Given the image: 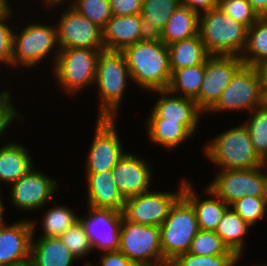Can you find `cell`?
Returning <instances> with one entry per match:
<instances>
[{
    "label": "cell",
    "instance_id": "1",
    "mask_svg": "<svg viewBox=\"0 0 267 266\" xmlns=\"http://www.w3.org/2000/svg\"><path fill=\"white\" fill-rule=\"evenodd\" d=\"M122 52L132 83L149 92L168 88L171 79L168 45L157 36H148Z\"/></svg>",
    "mask_w": 267,
    "mask_h": 266
},
{
    "label": "cell",
    "instance_id": "2",
    "mask_svg": "<svg viewBox=\"0 0 267 266\" xmlns=\"http://www.w3.org/2000/svg\"><path fill=\"white\" fill-rule=\"evenodd\" d=\"M128 80H131V75L123 52L106 49L100 51L94 81L100 101L97 117L116 118Z\"/></svg>",
    "mask_w": 267,
    "mask_h": 266
},
{
    "label": "cell",
    "instance_id": "3",
    "mask_svg": "<svg viewBox=\"0 0 267 266\" xmlns=\"http://www.w3.org/2000/svg\"><path fill=\"white\" fill-rule=\"evenodd\" d=\"M247 29L219 7L199 15V34L209 55L241 56Z\"/></svg>",
    "mask_w": 267,
    "mask_h": 266
},
{
    "label": "cell",
    "instance_id": "4",
    "mask_svg": "<svg viewBox=\"0 0 267 266\" xmlns=\"http://www.w3.org/2000/svg\"><path fill=\"white\" fill-rule=\"evenodd\" d=\"M205 145L204 154L223 169H252L263 165L244 124L223 131Z\"/></svg>",
    "mask_w": 267,
    "mask_h": 266
},
{
    "label": "cell",
    "instance_id": "5",
    "mask_svg": "<svg viewBox=\"0 0 267 266\" xmlns=\"http://www.w3.org/2000/svg\"><path fill=\"white\" fill-rule=\"evenodd\" d=\"M198 231L195 209L182 195L171 207L169 215L160 226L164 259L173 261L179 255L188 253Z\"/></svg>",
    "mask_w": 267,
    "mask_h": 266
},
{
    "label": "cell",
    "instance_id": "6",
    "mask_svg": "<svg viewBox=\"0 0 267 266\" xmlns=\"http://www.w3.org/2000/svg\"><path fill=\"white\" fill-rule=\"evenodd\" d=\"M104 49L62 48L52 67L57 84L69 95L94 85L97 59Z\"/></svg>",
    "mask_w": 267,
    "mask_h": 266
},
{
    "label": "cell",
    "instance_id": "7",
    "mask_svg": "<svg viewBox=\"0 0 267 266\" xmlns=\"http://www.w3.org/2000/svg\"><path fill=\"white\" fill-rule=\"evenodd\" d=\"M13 31V59L12 66H22L30 68L42 60L49 57L50 54L54 53V65L56 63L60 47L57 39L56 25H43L40 23H31L22 29L17 34ZM58 45V46H56ZM57 49V50H54ZM55 52H54V51ZM53 51V53H51ZM44 58V59H43Z\"/></svg>",
    "mask_w": 267,
    "mask_h": 266
},
{
    "label": "cell",
    "instance_id": "8",
    "mask_svg": "<svg viewBox=\"0 0 267 266\" xmlns=\"http://www.w3.org/2000/svg\"><path fill=\"white\" fill-rule=\"evenodd\" d=\"M261 77L257 67L243 64L217 102L207 112H251L262 106Z\"/></svg>",
    "mask_w": 267,
    "mask_h": 266
},
{
    "label": "cell",
    "instance_id": "9",
    "mask_svg": "<svg viewBox=\"0 0 267 266\" xmlns=\"http://www.w3.org/2000/svg\"><path fill=\"white\" fill-rule=\"evenodd\" d=\"M263 169H267V161L252 169H223L206 187L229 206L244 196H267V177Z\"/></svg>",
    "mask_w": 267,
    "mask_h": 266
},
{
    "label": "cell",
    "instance_id": "10",
    "mask_svg": "<svg viewBox=\"0 0 267 266\" xmlns=\"http://www.w3.org/2000/svg\"><path fill=\"white\" fill-rule=\"evenodd\" d=\"M119 251L139 264L164 260L160 227L134 223L123 217Z\"/></svg>",
    "mask_w": 267,
    "mask_h": 266
},
{
    "label": "cell",
    "instance_id": "11",
    "mask_svg": "<svg viewBox=\"0 0 267 266\" xmlns=\"http://www.w3.org/2000/svg\"><path fill=\"white\" fill-rule=\"evenodd\" d=\"M185 182L186 179H183L176 192L147 191L126 199L123 217L134 223L160 227L171 207L183 195Z\"/></svg>",
    "mask_w": 267,
    "mask_h": 266
},
{
    "label": "cell",
    "instance_id": "12",
    "mask_svg": "<svg viewBox=\"0 0 267 266\" xmlns=\"http://www.w3.org/2000/svg\"><path fill=\"white\" fill-rule=\"evenodd\" d=\"M116 118L98 117L94 138L85 161L86 173L112 170L125 154L117 133Z\"/></svg>",
    "mask_w": 267,
    "mask_h": 266
},
{
    "label": "cell",
    "instance_id": "13",
    "mask_svg": "<svg viewBox=\"0 0 267 266\" xmlns=\"http://www.w3.org/2000/svg\"><path fill=\"white\" fill-rule=\"evenodd\" d=\"M240 56L210 55L204 62V77L194 99L205 114L217 102L235 72L243 65Z\"/></svg>",
    "mask_w": 267,
    "mask_h": 266
},
{
    "label": "cell",
    "instance_id": "14",
    "mask_svg": "<svg viewBox=\"0 0 267 266\" xmlns=\"http://www.w3.org/2000/svg\"><path fill=\"white\" fill-rule=\"evenodd\" d=\"M88 208V214L80 216L79 221L85 229L92 250L97 248L102 253L118 251L123 221L122 212L91 206Z\"/></svg>",
    "mask_w": 267,
    "mask_h": 266
},
{
    "label": "cell",
    "instance_id": "15",
    "mask_svg": "<svg viewBox=\"0 0 267 266\" xmlns=\"http://www.w3.org/2000/svg\"><path fill=\"white\" fill-rule=\"evenodd\" d=\"M56 21L57 39L62 48L104 49L102 29L70 5Z\"/></svg>",
    "mask_w": 267,
    "mask_h": 266
},
{
    "label": "cell",
    "instance_id": "16",
    "mask_svg": "<svg viewBox=\"0 0 267 266\" xmlns=\"http://www.w3.org/2000/svg\"><path fill=\"white\" fill-rule=\"evenodd\" d=\"M58 181L34 166L11 184L10 199L17 209L32 211L43 208L58 189Z\"/></svg>",
    "mask_w": 267,
    "mask_h": 266
},
{
    "label": "cell",
    "instance_id": "17",
    "mask_svg": "<svg viewBox=\"0 0 267 266\" xmlns=\"http://www.w3.org/2000/svg\"><path fill=\"white\" fill-rule=\"evenodd\" d=\"M145 158L126 153L112 169V175L124 199L149 191L152 170Z\"/></svg>",
    "mask_w": 267,
    "mask_h": 266
},
{
    "label": "cell",
    "instance_id": "18",
    "mask_svg": "<svg viewBox=\"0 0 267 266\" xmlns=\"http://www.w3.org/2000/svg\"><path fill=\"white\" fill-rule=\"evenodd\" d=\"M33 225L21 220L0 226V266H12L30 259Z\"/></svg>",
    "mask_w": 267,
    "mask_h": 266
},
{
    "label": "cell",
    "instance_id": "19",
    "mask_svg": "<svg viewBox=\"0 0 267 266\" xmlns=\"http://www.w3.org/2000/svg\"><path fill=\"white\" fill-rule=\"evenodd\" d=\"M148 36L141 14L113 15L102 29V41L106 50L122 51Z\"/></svg>",
    "mask_w": 267,
    "mask_h": 266
},
{
    "label": "cell",
    "instance_id": "20",
    "mask_svg": "<svg viewBox=\"0 0 267 266\" xmlns=\"http://www.w3.org/2000/svg\"><path fill=\"white\" fill-rule=\"evenodd\" d=\"M154 92L159 93L160 97L147 119H164V122H178V124H199L201 114L204 113L198 108L194 99L175 95L167 89Z\"/></svg>",
    "mask_w": 267,
    "mask_h": 266
},
{
    "label": "cell",
    "instance_id": "21",
    "mask_svg": "<svg viewBox=\"0 0 267 266\" xmlns=\"http://www.w3.org/2000/svg\"><path fill=\"white\" fill-rule=\"evenodd\" d=\"M86 174L88 206L122 212L126 200L115 184L112 170Z\"/></svg>",
    "mask_w": 267,
    "mask_h": 266
},
{
    "label": "cell",
    "instance_id": "22",
    "mask_svg": "<svg viewBox=\"0 0 267 266\" xmlns=\"http://www.w3.org/2000/svg\"><path fill=\"white\" fill-rule=\"evenodd\" d=\"M206 193L210 198L201 200V197L197 195L198 193L194 191L192 184L189 181L184 183L183 196L195 209L199 230L215 231L229 205L208 187Z\"/></svg>",
    "mask_w": 267,
    "mask_h": 266
},
{
    "label": "cell",
    "instance_id": "23",
    "mask_svg": "<svg viewBox=\"0 0 267 266\" xmlns=\"http://www.w3.org/2000/svg\"><path fill=\"white\" fill-rule=\"evenodd\" d=\"M30 259L35 266H72L76 256L64 245L60 237H39L35 239L36 221H32Z\"/></svg>",
    "mask_w": 267,
    "mask_h": 266
},
{
    "label": "cell",
    "instance_id": "24",
    "mask_svg": "<svg viewBox=\"0 0 267 266\" xmlns=\"http://www.w3.org/2000/svg\"><path fill=\"white\" fill-rule=\"evenodd\" d=\"M146 123L149 140L169 151L186 142L199 127V124H178L164 119H147Z\"/></svg>",
    "mask_w": 267,
    "mask_h": 266
},
{
    "label": "cell",
    "instance_id": "25",
    "mask_svg": "<svg viewBox=\"0 0 267 266\" xmlns=\"http://www.w3.org/2000/svg\"><path fill=\"white\" fill-rule=\"evenodd\" d=\"M27 148L18 142H9L0 147V183L16 182L33 166Z\"/></svg>",
    "mask_w": 267,
    "mask_h": 266
},
{
    "label": "cell",
    "instance_id": "26",
    "mask_svg": "<svg viewBox=\"0 0 267 266\" xmlns=\"http://www.w3.org/2000/svg\"><path fill=\"white\" fill-rule=\"evenodd\" d=\"M171 73L177 69L204 65L210 56L200 34L168 45Z\"/></svg>",
    "mask_w": 267,
    "mask_h": 266
},
{
    "label": "cell",
    "instance_id": "27",
    "mask_svg": "<svg viewBox=\"0 0 267 266\" xmlns=\"http://www.w3.org/2000/svg\"><path fill=\"white\" fill-rule=\"evenodd\" d=\"M199 34V15L187 6L180 5L171 15L164 29L157 36L163 43L194 37Z\"/></svg>",
    "mask_w": 267,
    "mask_h": 266
},
{
    "label": "cell",
    "instance_id": "28",
    "mask_svg": "<svg viewBox=\"0 0 267 266\" xmlns=\"http://www.w3.org/2000/svg\"><path fill=\"white\" fill-rule=\"evenodd\" d=\"M251 226L230 206L225 211L215 232L222 239L230 251L237 253L241 258L244 250V237Z\"/></svg>",
    "mask_w": 267,
    "mask_h": 266
},
{
    "label": "cell",
    "instance_id": "29",
    "mask_svg": "<svg viewBox=\"0 0 267 266\" xmlns=\"http://www.w3.org/2000/svg\"><path fill=\"white\" fill-rule=\"evenodd\" d=\"M180 5L181 0H143L141 15L149 36H158Z\"/></svg>",
    "mask_w": 267,
    "mask_h": 266
},
{
    "label": "cell",
    "instance_id": "30",
    "mask_svg": "<svg viewBox=\"0 0 267 266\" xmlns=\"http://www.w3.org/2000/svg\"><path fill=\"white\" fill-rule=\"evenodd\" d=\"M240 57L245 65L255 67L267 61V17H260L247 29V43Z\"/></svg>",
    "mask_w": 267,
    "mask_h": 266
},
{
    "label": "cell",
    "instance_id": "31",
    "mask_svg": "<svg viewBox=\"0 0 267 266\" xmlns=\"http://www.w3.org/2000/svg\"><path fill=\"white\" fill-rule=\"evenodd\" d=\"M204 77V65L177 69L171 73L167 90L178 96L195 99Z\"/></svg>",
    "mask_w": 267,
    "mask_h": 266
},
{
    "label": "cell",
    "instance_id": "32",
    "mask_svg": "<svg viewBox=\"0 0 267 266\" xmlns=\"http://www.w3.org/2000/svg\"><path fill=\"white\" fill-rule=\"evenodd\" d=\"M45 211L41 222L44 234L41 237H59L79 221V216L67 206L56 205Z\"/></svg>",
    "mask_w": 267,
    "mask_h": 266
},
{
    "label": "cell",
    "instance_id": "33",
    "mask_svg": "<svg viewBox=\"0 0 267 266\" xmlns=\"http://www.w3.org/2000/svg\"><path fill=\"white\" fill-rule=\"evenodd\" d=\"M249 121L244 126L247 128L255 152L267 161V110L261 106L250 112Z\"/></svg>",
    "mask_w": 267,
    "mask_h": 266
},
{
    "label": "cell",
    "instance_id": "34",
    "mask_svg": "<svg viewBox=\"0 0 267 266\" xmlns=\"http://www.w3.org/2000/svg\"><path fill=\"white\" fill-rule=\"evenodd\" d=\"M190 254L200 256L210 255H238L230 251L215 231L199 230L191 242Z\"/></svg>",
    "mask_w": 267,
    "mask_h": 266
},
{
    "label": "cell",
    "instance_id": "35",
    "mask_svg": "<svg viewBox=\"0 0 267 266\" xmlns=\"http://www.w3.org/2000/svg\"><path fill=\"white\" fill-rule=\"evenodd\" d=\"M79 14L103 29L113 16L109 0H69Z\"/></svg>",
    "mask_w": 267,
    "mask_h": 266
},
{
    "label": "cell",
    "instance_id": "36",
    "mask_svg": "<svg viewBox=\"0 0 267 266\" xmlns=\"http://www.w3.org/2000/svg\"><path fill=\"white\" fill-rule=\"evenodd\" d=\"M251 227L267 213V196H244L230 205Z\"/></svg>",
    "mask_w": 267,
    "mask_h": 266
},
{
    "label": "cell",
    "instance_id": "37",
    "mask_svg": "<svg viewBox=\"0 0 267 266\" xmlns=\"http://www.w3.org/2000/svg\"><path fill=\"white\" fill-rule=\"evenodd\" d=\"M241 257L239 255H210L200 256L190 253L176 257L173 266H237Z\"/></svg>",
    "mask_w": 267,
    "mask_h": 266
},
{
    "label": "cell",
    "instance_id": "38",
    "mask_svg": "<svg viewBox=\"0 0 267 266\" xmlns=\"http://www.w3.org/2000/svg\"><path fill=\"white\" fill-rule=\"evenodd\" d=\"M59 237L77 259L83 257L85 258L86 255L92 252L88 236L80 221H78L70 229L66 230Z\"/></svg>",
    "mask_w": 267,
    "mask_h": 266
},
{
    "label": "cell",
    "instance_id": "39",
    "mask_svg": "<svg viewBox=\"0 0 267 266\" xmlns=\"http://www.w3.org/2000/svg\"><path fill=\"white\" fill-rule=\"evenodd\" d=\"M218 7L247 28H250L260 18L248 0H220Z\"/></svg>",
    "mask_w": 267,
    "mask_h": 266
},
{
    "label": "cell",
    "instance_id": "40",
    "mask_svg": "<svg viewBox=\"0 0 267 266\" xmlns=\"http://www.w3.org/2000/svg\"><path fill=\"white\" fill-rule=\"evenodd\" d=\"M13 11L10 9L5 15L0 17V64L12 66L13 59V27L9 26V17Z\"/></svg>",
    "mask_w": 267,
    "mask_h": 266
},
{
    "label": "cell",
    "instance_id": "41",
    "mask_svg": "<svg viewBox=\"0 0 267 266\" xmlns=\"http://www.w3.org/2000/svg\"><path fill=\"white\" fill-rule=\"evenodd\" d=\"M10 91L3 90L0 92V137L12 122L19 116V113L12 104ZM18 115V116H17Z\"/></svg>",
    "mask_w": 267,
    "mask_h": 266
},
{
    "label": "cell",
    "instance_id": "42",
    "mask_svg": "<svg viewBox=\"0 0 267 266\" xmlns=\"http://www.w3.org/2000/svg\"><path fill=\"white\" fill-rule=\"evenodd\" d=\"M114 16L141 14L143 0H109Z\"/></svg>",
    "mask_w": 267,
    "mask_h": 266
},
{
    "label": "cell",
    "instance_id": "43",
    "mask_svg": "<svg viewBox=\"0 0 267 266\" xmlns=\"http://www.w3.org/2000/svg\"><path fill=\"white\" fill-rule=\"evenodd\" d=\"M100 265L101 266H138L139 263L131 261L128 259L121 251H110L103 252ZM85 265L94 266V264H90L89 262L85 263Z\"/></svg>",
    "mask_w": 267,
    "mask_h": 266
},
{
    "label": "cell",
    "instance_id": "44",
    "mask_svg": "<svg viewBox=\"0 0 267 266\" xmlns=\"http://www.w3.org/2000/svg\"><path fill=\"white\" fill-rule=\"evenodd\" d=\"M219 1L220 0H181V4L200 15L210 9L217 8L219 6Z\"/></svg>",
    "mask_w": 267,
    "mask_h": 266
},
{
    "label": "cell",
    "instance_id": "45",
    "mask_svg": "<svg viewBox=\"0 0 267 266\" xmlns=\"http://www.w3.org/2000/svg\"><path fill=\"white\" fill-rule=\"evenodd\" d=\"M259 17H267V0H248Z\"/></svg>",
    "mask_w": 267,
    "mask_h": 266
},
{
    "label": "cell",
    "instance_id": "46",
    "mask_svg": "<svg viewBox=\"0 0 267 266\" xmlns=\"http://www.w3.org/2000/svg\"><path fill=\"white\" fill-rule=\"evenodd\" d=\"M261 77L262 90H267V61L257 66Z\"/></svg>",
    "mask_w": 267,
    "mask_h": 266
},
{
    "label": "cell",
    "instance_id": "47",
    "mask_svg": "<svg viewBox=\"0 0 267 266\" xmlns=\"http://www.w3.org/2000/svg\"><path fill=\"white\" fill-rule=\"evenodd\" d=\"M138 266H173L172 261L170 260H162L155 263H144V264H138Z\"/></svg>",
    "mask_w": 267,
    "mask_h": 266
},
{
    "label": "cell",
    "instance_id": "48",
    "mask_svg": "<svg viewBox=\"0 0 267 266\" xmlns=\"http://www.w3.org/2000/svg\"><path fill=\"white\" fill-rule=\"evenodd\" d=\"M8 2L9 1L7 0H0V17L5 15L11 9Z\"/></svg>",
    "mask_w": 267,
    "mask_h": 266
},
{
    "label": "cell",
    "instance_id": "49",
    "mask_svg": "<svg viewBox=\"0 0 267 266\" xmlns=\"http://www.w3.org/2000/svg\"><path fill=\"white\" fill-rule=\"evenodd\" d=\"M65 1L69 2L68 0H45V6L47 7V9H51V8H55V6H58L59 3L63 4L65 3ZM51 7V8H50Z\"/></svg>",
    "mask_w": 267,
    "mask_h": 266
},
{
    "label": "cell",
    "instance_id": "50",
    "mask_svg": "<svg viewBox=\"0 0 267 266\" xmlns=\"http://www.w3.org/2000/svg\"><path fill=\"white\" fill-rule=\"evenodd\" d=\"M1 189V188H0ZM1 191H0V226H3V225H5L6 224V222L3 220V217H4V211H5V207H4V205H3V203H2V199H1Z\"/></svg>",
    "mask_w": 267,
    "mask_h": 266
},
{
    "label": "cell",
    "instance_id": "51",
    "mask_svg": "<svg viewBox=\"0 0 267 266\" xmlns=\"http://www.w3.org/2000/svg\"><path fill=\"white\" fill-rule=\"evenodd\" d=\"M262 106L267 110V90H262Z\"/></svg>",
    "mask_w": 267,
    "mask_h": 266
},
{
    "label": "cell",
    "instance_id": "52",
    "mask_svg": "<svg viewBox=\"0 0 267 266\" xmlns=\"http://www.w3.org/2000/svg\"><path fill=\"white\" fill-rule=\"evenodd\" d=\"M12 266H35V264L33 263V261L31 259L24 261L22 263H18V264H14Z\"/></svg>",
    "mask_w": 267,
    "mask_h": 266
}]
</instances>
